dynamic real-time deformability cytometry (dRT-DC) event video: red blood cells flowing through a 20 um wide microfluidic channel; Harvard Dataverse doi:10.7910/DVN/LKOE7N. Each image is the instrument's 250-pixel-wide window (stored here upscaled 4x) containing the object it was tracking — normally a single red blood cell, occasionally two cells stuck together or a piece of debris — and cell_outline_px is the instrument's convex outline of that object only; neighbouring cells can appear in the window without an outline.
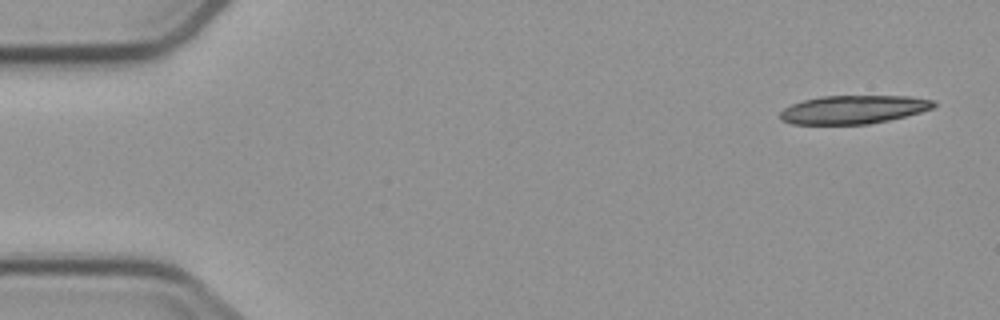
{"species": "common noctule bat (a hibernating species)", "species_latin": "Nyctalus noctula", "temperature_condition": "cold", "stored_images_in_passage": 5, "camera_frame_rate_fps": 3000, "um_per_image_px": 0.085, "animal": {"sex": "male", "body_mass_g": 23.1, "forearm_length_mm": 52.7}, "frame": {"image": 1, "passage_image": 1, "time_ms": 0.0, "image_size_px": [1000, 320], "cell_outline_px": [[936, 104], [932, 108], [920, 112], [888, 120], [868, 124], [792, 124], [780, 120], [780, 112], [784, 108], [792, 104], [804, 100], [820, 96], [908, 96], [936, 100]], "centroid_in_image_um": [72.53, 9.31], "position_along_channel_um": 12.5, "area_um2": 25.37}}